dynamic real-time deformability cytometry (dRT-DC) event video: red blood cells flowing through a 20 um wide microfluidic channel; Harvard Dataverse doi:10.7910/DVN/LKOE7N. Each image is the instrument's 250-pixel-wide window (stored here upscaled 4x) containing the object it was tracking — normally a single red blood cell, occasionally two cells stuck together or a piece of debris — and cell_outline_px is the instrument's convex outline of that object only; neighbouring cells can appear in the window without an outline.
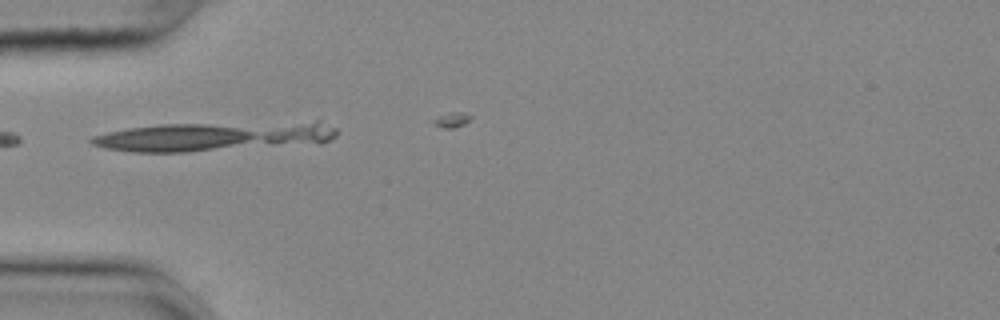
{"species": "common noctule bat (a hibernating species)", "species_latin": "Nyctalus noctula", "temperature_condition": "cold", "stored_images_in_passage": 3, "camera_frame_rate_fps": 3000, "um_per_image_px": 0.085, "animal": {"sex": "female", "body_mass_g": 25.1}, "frame": {"image": 1, "passage_image": 1, "time_ms": 0.0, "image_size_px": [1000, 320], "cell_outline_px": [[336, 136], [320, 144], [184, 152], [132, 152], [104, 148], [92, 144], [88, 140], [92, 136], [108, 132], [128, 128], [160, 124], [316, 120], [336, 128]], "centroid_in_image_um": [18.29, 11.58], "position_along_channel_um": 66.7, "area_um2": 43.0}}